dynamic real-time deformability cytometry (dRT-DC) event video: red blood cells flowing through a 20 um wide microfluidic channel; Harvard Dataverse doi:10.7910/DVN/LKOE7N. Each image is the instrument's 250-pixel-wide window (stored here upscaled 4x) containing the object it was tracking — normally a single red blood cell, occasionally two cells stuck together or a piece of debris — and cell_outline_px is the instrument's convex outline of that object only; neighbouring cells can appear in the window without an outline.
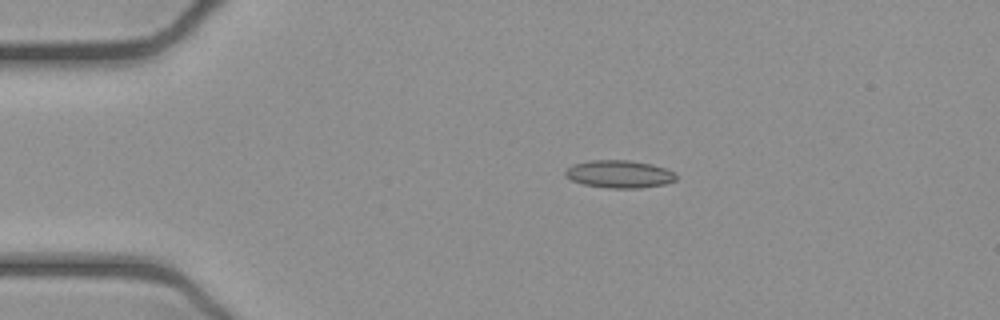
{"species": "common noctule bat (a hibernating species)", "species_latin": "Nyctalus noctula", "temperature_condition": "cold", "stored_images_in_passage": 43, "camera_frame_rate_fps": 3000, "um_per_image_px": 0.085, "animal": {"sex": "female", "body_mass_g": 21.9}, "frame": {"image": 1, "passage_image": 1, "time_ms": 0.0, "image_size_px": [1000, 320], "cell_outline_px": [[676, 180], [664, 184], [640, 188], [608, 188], [584, 184], [572, 180], [564, 172], [572, 164], [588, 160], [628, 160], [652, 164], [664, 168], [672, 172], [676, 176]], "centroid_in_image_um": [52.63, 14.79], "position_along_channel_um": 32.4, "area_um2": 17.69}}
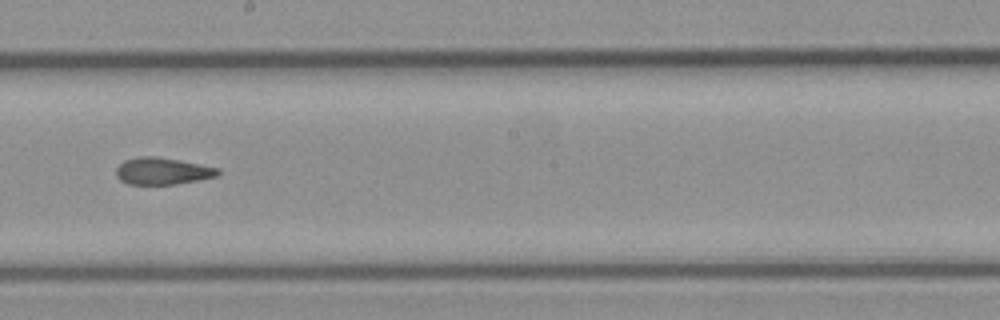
{"frame": {"image": 2, "passage_image": 20, "time_ms": 6.333, "image_size_px": [1000, 320], "cell_outline_px": [[220, 172], [216, 176], [200, 180], [176, 184], [128, 184], [120, 180], [116, 176], [116, 168], [124, 160], [140, 156], [156, 156], [220, 168]], "centroid_in_image_um": [13.8, 14.54], "position_along_channel_um": 234.4, "area_um2": 15.95}}
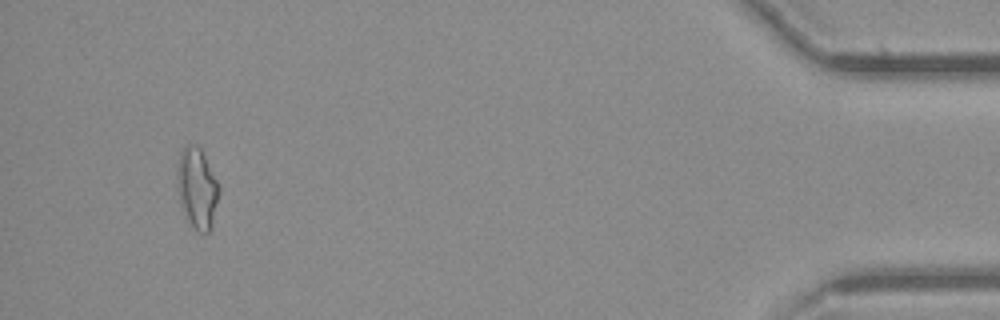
{"frame": {"image": 3, "passage_image": 40, "time_ms": 13.0, "image_size_px": [1000, 320], "cell_outline_px": [[220, 192], [212, 228], [208, 232], [196, 232], [188, 224], [180, 204], [176, 180], [176, 176], [180, 152], [188, 144], [196, 144], [200, 148], [220, 184]], "centroid_in_image_um": [16.76, 16.04], "position_along_channel_um": 418.4, "area_um2": 20.17}, "authors_computed_cell_mechanics": {"area_um2": 16.8198, "velocity_mm_per_s": 3.909, "shape_relaxation_time_tau1_ms": null, "shape_relaxation_time_tau2_ms": 3.5005, "deformation_change_tau1": null, "deformation_change_tau2": 0.0988}}